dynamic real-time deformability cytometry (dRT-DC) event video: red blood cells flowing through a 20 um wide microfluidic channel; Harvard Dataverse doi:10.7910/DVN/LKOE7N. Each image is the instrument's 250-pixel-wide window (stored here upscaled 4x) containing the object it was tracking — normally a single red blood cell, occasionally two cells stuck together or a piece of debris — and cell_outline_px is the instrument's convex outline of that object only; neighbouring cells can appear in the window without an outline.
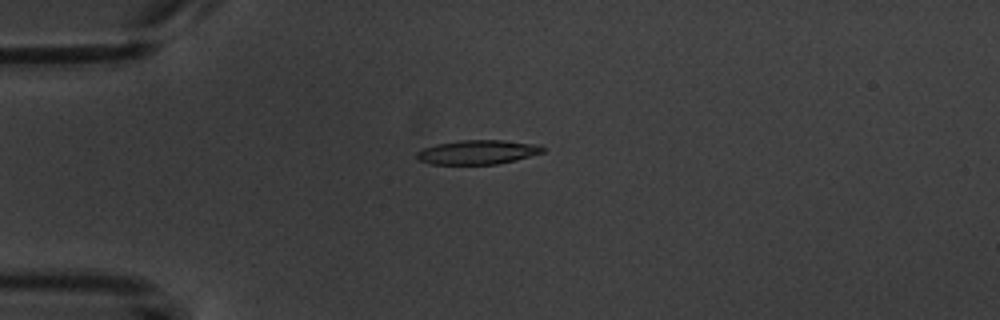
{"species": "common noctule bat (a hibernating species)", "species_latin": "Nyctalus noctula", "temperature_condition": "warm", "stored_images_in_passage": 9, "camera_frame_rate_fps": 3000, "um_per_image_px": 0.085, "animal": {"sex": "male", "body_mass_g": 20.1, "forearm_length_mm": 53.5}, "frame": {"image": 1, "passage_image": 3, "time_ms": 2.333, "image_size_px": [1000, 320], "cell_outline_px": [[544, 152], [516, 160], [496, 164], [432, 164], [416, 160], [416, 152], [424, 148], [436, 144], [460, 140], [504, 140], [540, 144], [544, 148]], "centroid_in_image_um": [40.6, 12.93], "position_along_channel_um": 44.4, "area_um2": 17.92}}
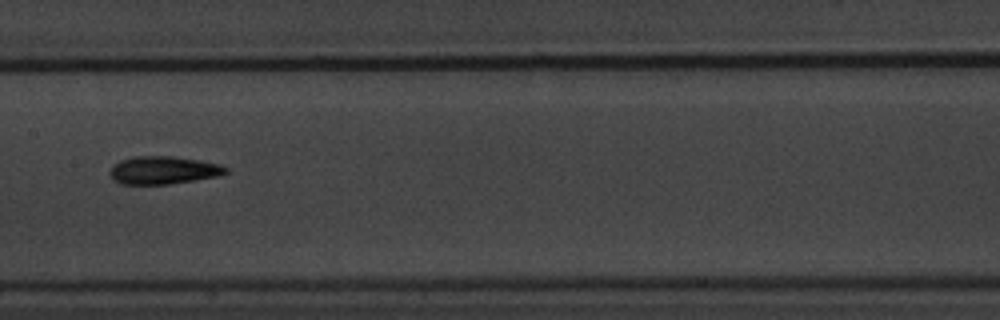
{"frame": {"image": 2, "passage_image": 7, "time_ms": 7.0, "image_size_px": [1000, 320], "cell_outline_px": [[228, 172], [220, 176], [168, 184], [120, 184], [112, 180], [108, 172], [120, 160], [136, 156], [172, 156], [200, 160], [220, 164], [228, 168]], "centroid_in_image_um": [13.89, 14.47], "position_along_channel_um": 193.5, "area_um2": 18.9}}